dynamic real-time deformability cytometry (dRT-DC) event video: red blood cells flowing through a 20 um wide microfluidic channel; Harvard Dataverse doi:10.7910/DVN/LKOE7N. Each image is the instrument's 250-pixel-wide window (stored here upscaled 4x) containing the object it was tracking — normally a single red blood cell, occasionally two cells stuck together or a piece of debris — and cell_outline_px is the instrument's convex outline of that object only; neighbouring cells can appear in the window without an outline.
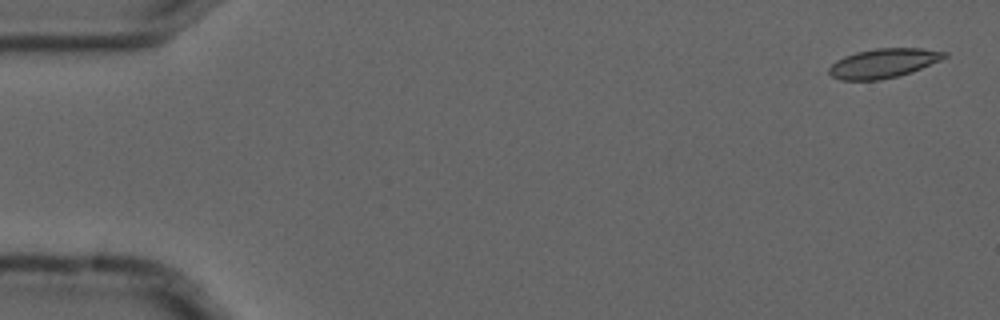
{"species": "common noctule bat (a hibernating species)", "species_latin": "Nyctalus noctula", "temperature_condition": "cold", "stored_images_in_passage": 4, "camera_frame_rate_fps": 3000, "um_per_image_px": 0.085, "animal": {"sex": "male", "forearm_length_mm": 52.5}, "frame": {"image": 1, "passage_image": 1, "time_ms": 0.0, "image_size_px": [1000, 320], "cell_outline_px": [[948, 56], [940, 60], [912, 72], [900, 76], [880, 80], [840, 80], [824, 72], [824, 68], [836, 60], [844, 56], [856, 52], [876, 48], [920, 48], [948, 52]], "centroid_in_image_um": [75.01, 5.38], "position_along_channel_um": 10.0, "area_um2": 20.11}}